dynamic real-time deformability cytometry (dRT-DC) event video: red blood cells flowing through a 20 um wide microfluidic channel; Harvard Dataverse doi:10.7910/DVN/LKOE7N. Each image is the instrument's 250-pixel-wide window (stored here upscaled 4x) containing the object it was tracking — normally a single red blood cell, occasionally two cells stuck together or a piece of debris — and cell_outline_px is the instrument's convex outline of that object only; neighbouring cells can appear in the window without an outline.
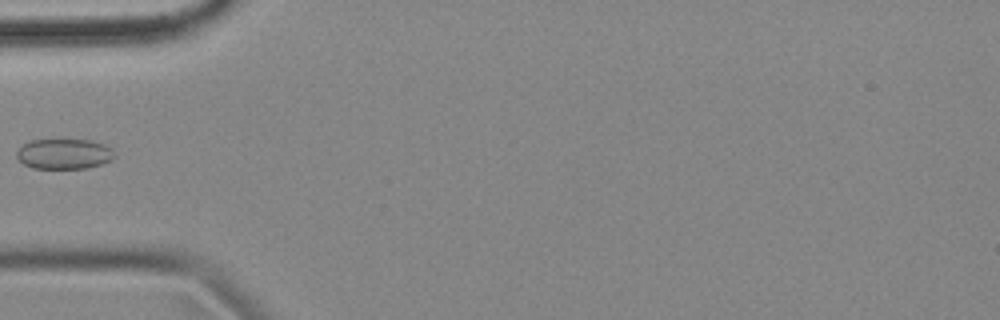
{"species": "common noctule bat (a hibernating species)", "species_latin": "Nyctalus noctula", "temperature_condition": "cold", "stored_images_in_passage": 6, "camera_frame_rate_fps": 3000, "um_per_image_px": 0.085, "animal": {"sex": "female", "body_mass_g": 18.4}, "frame": {"image": 1, "passage_image": 5, "time_ms": 1.333, "image_size_px": [1000, 320], "cell_outline_px": [[116, 156], [112, 160], [88, 168], [32, 168], [24, 164], [16, 156], [16, 152], [28, 140], [92, 140], [104, 144], [112, 148]], "centroid_in_image_um": [5.47, 13.08], "position_along_channel_um": 79.5, "area_um2": 17.28}}
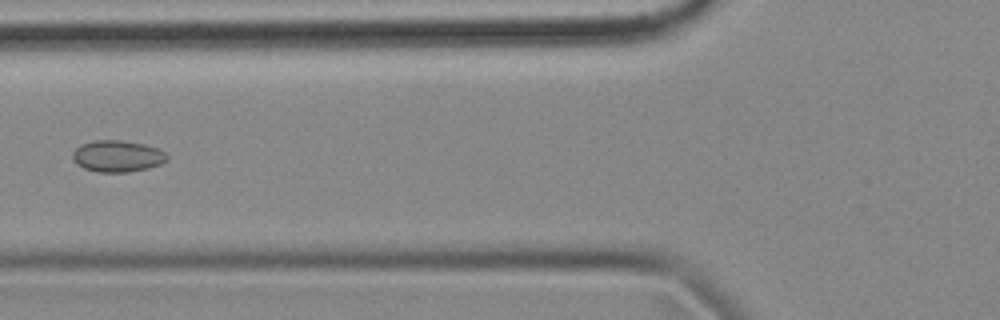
{"frame": {"image": 2, "passage_image": 6, "time_ms": 1.667, "image_size_px": [1000, 320], "cell_outline_px": [[168, 160], [160, 164], [148, 168], [128, 172], [96, 172], [84, 168], [76, 164], [72, 160], [72, 152], [80, 144], [96, 140], [120, 140], [144, 144], [156, 148], [164, 152], [168, 156]], "centroid_in_image_um": [9.95, 13.28], "position_along_channel_um": 115.9, "area_um2": 17.46}}